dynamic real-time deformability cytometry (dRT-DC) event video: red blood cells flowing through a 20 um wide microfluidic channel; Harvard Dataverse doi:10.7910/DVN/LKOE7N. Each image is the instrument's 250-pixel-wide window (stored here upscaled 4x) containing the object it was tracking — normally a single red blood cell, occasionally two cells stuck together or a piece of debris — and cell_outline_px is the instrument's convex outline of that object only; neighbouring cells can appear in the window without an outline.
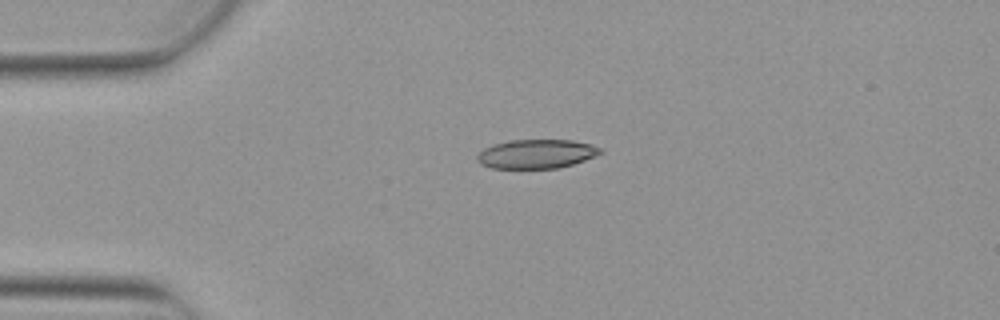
{"species": "Egyptian fruit bat (a non-hibernating species)", "species_latin": "Rousettus aegyptiacus", "temperature_condition": "warm", "stored_images_in_passage": 3, "camera_frame_rate_fps": 3000, "um_per_image_px": 0.085, "animal": {"sex": "female"}, "frame": {"image": 1, "passage_image": 2, "time_ms": 0.333, "image_size_px": [1000, 320], "cell_outline_px": [[604, 152], [596, 156], [560, 168], [492, 168], [480, 164], [476, 160], [476, 156], [484, 148], [496, 144], [512, 140], [572, 140], [588, 144], [600, 148]], "centroid_in_image_um": [45.59, 13.09], "position_along_channel_um": 39.4, "area_um2": 20.69}}